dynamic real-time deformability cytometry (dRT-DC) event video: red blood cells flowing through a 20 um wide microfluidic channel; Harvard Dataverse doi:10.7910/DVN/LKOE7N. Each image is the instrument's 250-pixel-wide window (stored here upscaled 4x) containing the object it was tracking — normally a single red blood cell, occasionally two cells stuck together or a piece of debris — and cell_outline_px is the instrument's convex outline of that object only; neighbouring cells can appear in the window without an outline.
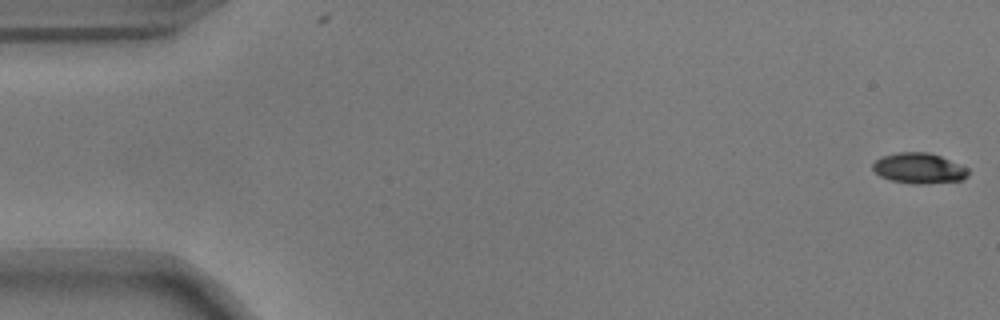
{"species": "common noctule bat (a hibernating species)", "species_latin": "Nyctalus noctula", "temperature_condition": "warm", "stored_images_in_passage": 47, "camera_frame_rate_fps": 3000, "um_per_image_px": 0.085, "animal": {"sex": "male", "body_mass_g": 17.9}, "frame": {"image": 1, "passage_image": 1, "time_ms": 0.0, "image_size_px": [1000, 320], "cell_outline_px": [[968, 176], [964, 180], [924, 184], [916, 184], [892, 180], [880, 176], [872, 168], [872, 164], [876, 160], [884, 156], [896, 152], [928, 152], [940, 156], [968, 168]], "centroid_in_image_um": [78.13, 14.3], "position_along_channel_um": 6.9, "area_um2": 16.88}}
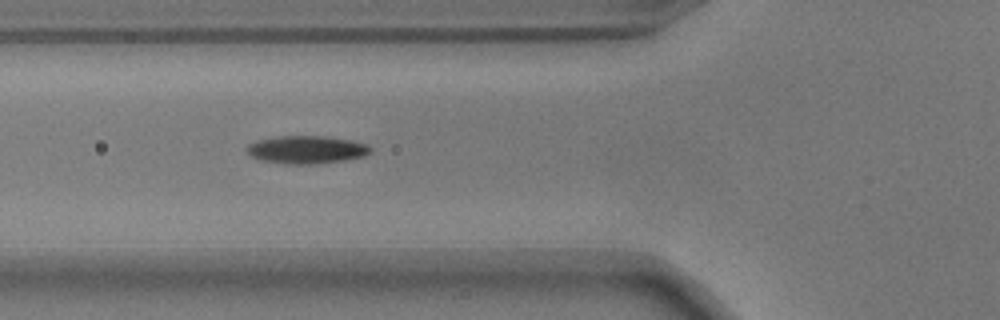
{"frame": {"image": 2, "passage_image": 20, "time_ms": 6.333, "image_size_px": [1000, 320], "cell_outline_px": [[372, 152], [364, 156], [344, 160], [316, 164], [288, 164], [260, 160], [252, 156], [248, 152], [248, 144], [256, 140], [280, 136], [324, 136], [352, 140], [368, 144], [372, 148]], "centroid_in_image_um": [26.1, 12.72], "position_along_channel_um": 99.7, "area_um2": 20.11}}
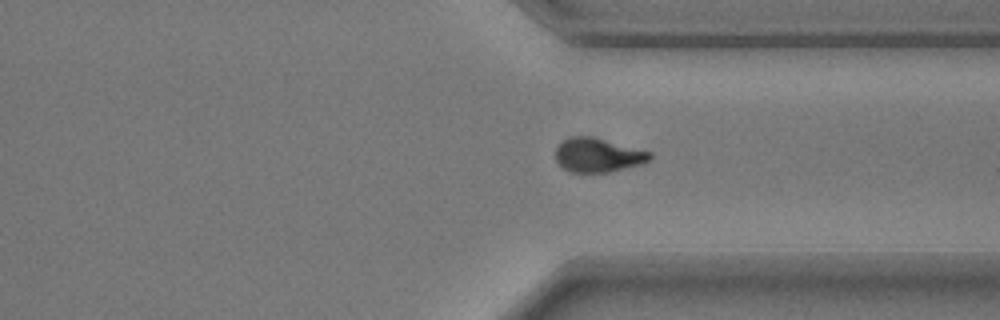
{"frame": {"image": 3, "passage_image": 41, "time_ms": 13.333, "image_size_px": [1000, 320], "cell_outline_px": [[652, 156], [648, 160], [640, 164], [608, 172], [568, 172], [556, 160], [556, 148], [564, 140], [572, 136], [592, 136], [652, 152]], "centroid_in_image_um": [50.81, 13.18], "position_along_channel_um": 360.6, "area_um2": 18.5}, "authors_computed_cell_mechanics": {"area_um2": 19.1318, "velocity_mm_per_s": 3.725, "shape_relaxation_time_tau1_ms": 3.9459, "shape_relaxation_time_tau2_ms": 3.0533, "deformation_change_tau1": 0.1832, "deformation_change_tau2": 0.0822}}